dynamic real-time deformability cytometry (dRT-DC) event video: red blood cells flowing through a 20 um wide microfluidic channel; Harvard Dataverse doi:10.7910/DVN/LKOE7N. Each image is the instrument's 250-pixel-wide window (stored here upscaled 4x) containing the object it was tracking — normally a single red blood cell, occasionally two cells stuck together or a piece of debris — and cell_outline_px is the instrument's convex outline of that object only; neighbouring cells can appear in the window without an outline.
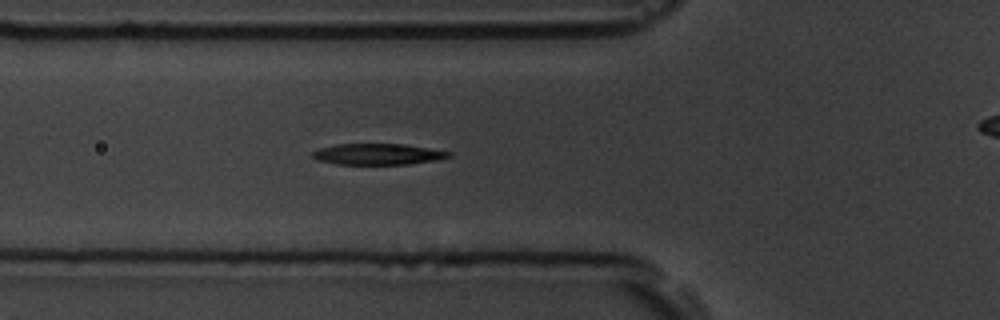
{"species": "common noctule bat (a hibernating species)", "species_latin": "Nyctalus noctula", "temperature_condition": "room temperature", "stored_images_in_passage": 7, "segment_of_instrument_passage": [1, 2], "camera_frame_rate_fps": 3000, "um_per_image_px": 0.085, "animal": {"sex": "male", "body_mass_g": 19.5, "forearm_length_mm": 54.6}, "frame": {"image": 1, "passage_image": 6, "time_ms": 6.333, "image_size_px": [1000, 320], "cell_outline_px": [[452, 156], [436, 160], [408, 164], [336, 164], [316, 160], [312, 156], [312, 152], [320, 148], [336, 144], [404, 144], [452, 152]], "centroid_in_image_um": [32.11, 13.1], "position_along_channel_um": 93.7, "area_um2": 16.7}}